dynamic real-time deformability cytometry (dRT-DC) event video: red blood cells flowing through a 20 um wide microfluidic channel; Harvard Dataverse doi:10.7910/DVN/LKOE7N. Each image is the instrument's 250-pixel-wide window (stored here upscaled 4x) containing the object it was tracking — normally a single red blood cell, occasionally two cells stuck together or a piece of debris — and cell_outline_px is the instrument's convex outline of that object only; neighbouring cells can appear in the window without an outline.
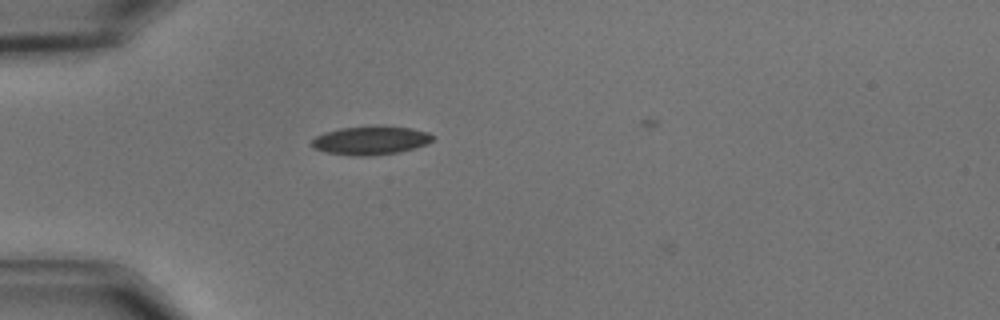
{"species": "common noctule bat (a hibernating species)", "species_latin": "Nyctalus noctula", "temperature_condition": "cold", "stored_images_in_passage": 11, "camera_frame_rate_fps": 3000, "um_per_image_px": 0.085, "animal": {"sex": "male", "body_mass_g": 15.6}, "frame": {"image": 1, "passage_image": 10, "time_ms": 3.0, "image_size_px": [1000, 320], "cell_outline_px": [[436, 136], [428, 144], [416, 148], [400, 152], [372, 156], [352, 156], [324, 152], [312, 148], [308, 144], [316, 136], [324, 132], [340, 128], [380, 124], [412, 128], [428, 132]], "centroid_in_image_um": [31.51, 11.92], "position_along_channel_um": 53.5, "area_um2": 20.98}}